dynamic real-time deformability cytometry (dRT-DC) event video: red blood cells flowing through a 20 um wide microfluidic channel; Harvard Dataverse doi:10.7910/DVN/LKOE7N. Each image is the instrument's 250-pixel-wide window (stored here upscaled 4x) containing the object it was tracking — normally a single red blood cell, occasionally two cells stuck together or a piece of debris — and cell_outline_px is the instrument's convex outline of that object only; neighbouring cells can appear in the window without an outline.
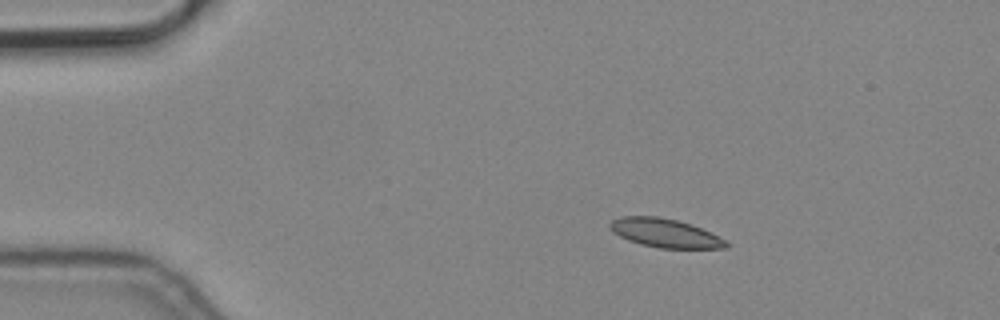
{"species": "common noctule bat (a hibernating species)", "species_latin": "Nyctalus noctula", "temperature_condition": "cold", "stored_images_in_passage": 3, "camera_frame_rate_fps": 3000, "um_per_image_px": 0.085, "animal": {"sex": "male", "body_mass_g": 19.2, "forearm_length_mm": 51.8}, "frame": {"image": 1, "passage_image": 1, "time_ms": 0.0, "image_size_px": [1000, 320], "cell_outline_px": [[728, 248], [660, 248], [640, 244], [628, 240], [612, 232], [608, 228], [608, 224], [612, 220], [620, 216], [656, 216], [676, 220], [692, 224], [728, 240]], "centroid_in_image_um": [56.52, 19.8], "position_along_channel_um": 28.5, "area_um2": 19.59}}